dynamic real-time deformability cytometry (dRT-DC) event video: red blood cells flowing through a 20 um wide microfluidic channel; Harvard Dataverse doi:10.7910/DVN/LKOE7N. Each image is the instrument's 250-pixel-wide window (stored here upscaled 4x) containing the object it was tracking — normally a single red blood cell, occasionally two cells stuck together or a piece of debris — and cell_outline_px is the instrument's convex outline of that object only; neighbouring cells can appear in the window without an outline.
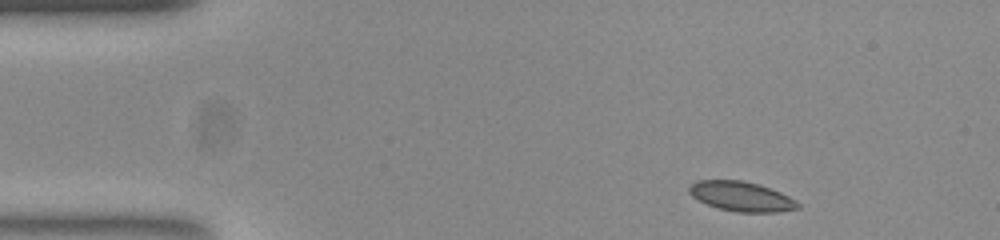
{"species": "common noctule bat (a hibernating species)", "species_latin": "Nyctalus noctula", "temperature_condition": "room temperature", "stored_images_in_passage": 48, "camera_frame_rate_fps": 3000, "um_per_image_px": 0.085, "animal": {"sex": "female", "body_mass_g": 23.0, "forearm_length_mm": 53.4}, "frame": {"image": 1, "passage_image": 1, "time_ms": 0.0, "image_size_px": [1000, 240], "cell_outline_px": [[800, 208], [776, 212], [740, 212], [720, 208], [708, 204], [692, 196], [688, 192], [688, 188], [696, 180], [740, 180], [760, 184], [780, 192], [796, 200], [800, 204]], "centroid_in_image_um": [63.04, 16.68], "position_along_channel_um": 22.0, "area_um2": 18.67}}
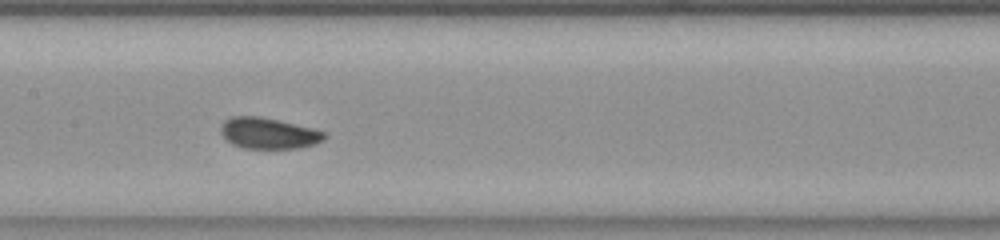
{"frame": {"image": 2, "passage_image": 20, "time_ms": 6.333, "image_size_px": [1000, 240], "cell_outline_px": [[328, 136], [324, 140], [312, 144], [296, 148], [244, 148], [232, 144], [220, 132], [220, 128], [224, 120], [232, 116], [256, 116], [276, 120], [312, 128], [324, 132]], "centroid_in_image_um": [22.8, 11.32], "position_along_channel_um": 184.6, "area_um2": 18.44}}
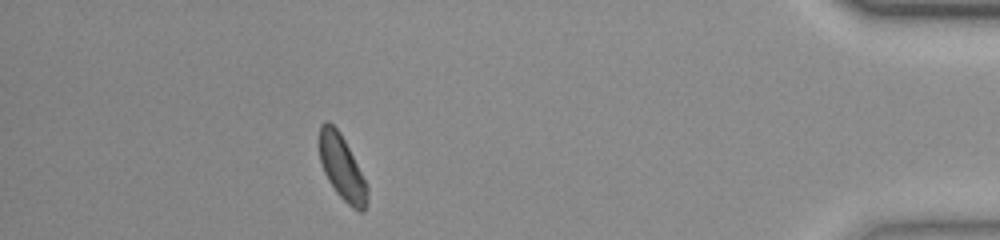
{"frame": {"image": 3, "passage_image": 42, "time_ms": 13.667, "image_size_px": [1000, 240], "cell_outline_px": [[368, 196], [364, 212], [360, 212], [352, 208], [336, 192], [328, 180], [324, 172], [320, 160], [320, 124], [324, 120], [328, 120], [340, 132], [368, 188]], "centroid_in_image_um": [29.05, 14.26], "position_along_channel_um": 406.1, "area_um2": 17.63}, "authors_computed_cell_mechanics": {"area_um2": 18.3804, "velocity_mm_per_s": 3.7715, "shape_relaxation_time_tau1_ms": 3.827, "shape_relaxation_time_tau2_ms": 1.8006, "deformation_change_tau1": 0.0804, "deformation_change_tau2": 0.0613}}